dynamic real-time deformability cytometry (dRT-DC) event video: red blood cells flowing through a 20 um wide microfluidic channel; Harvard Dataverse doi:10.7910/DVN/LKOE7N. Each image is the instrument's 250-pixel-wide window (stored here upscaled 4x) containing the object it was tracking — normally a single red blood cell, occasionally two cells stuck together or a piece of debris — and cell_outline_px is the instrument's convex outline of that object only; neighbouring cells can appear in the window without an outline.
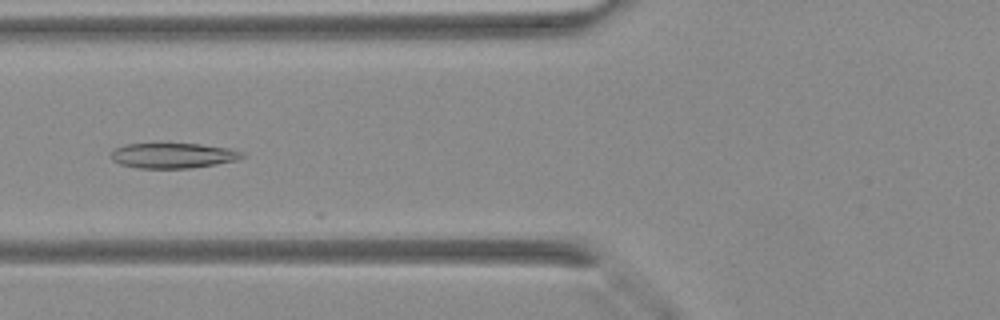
{"species": "Egyptian fruit bat (a non-hibernating species)", "species_latin": "Rousettus aegyptiacus", "temperature_condition": "warm", "stored_images_in_passage": 43, "camera_frame_rate_fps": 3000, "um_per_image_px": 0.085, "animal": {"sex": "female"}, "frame": {"image": 1, "passage_image": 17, "time_ms": 5.333, "image_size_px": [1000, 320], "cell_outline_px": [[244, 156], [236, 160], [216, 164], [192, 168], [140, 168], [120, 164], [112, 160], [112, 152], [116, 148], [124, 144], [160, 140], [200, 144], [228, 148], [244, 152]], "centroid_in_image_um": [14.67, 13.16], "position_along_channel_um": 111.1, "area_um2": 20.17}}
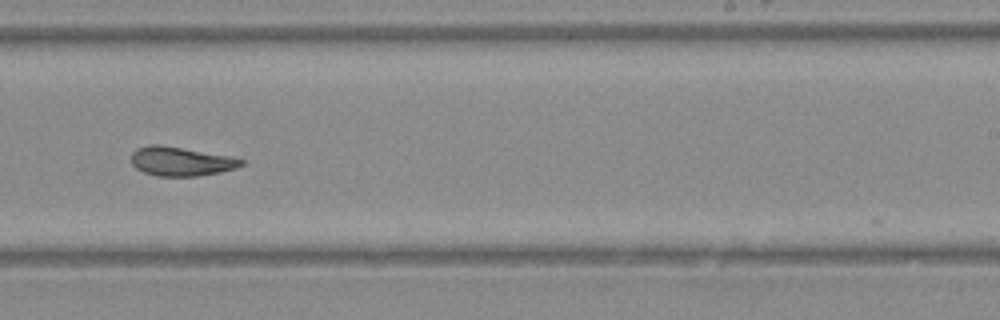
{"frame": {"image": 2, "passage_image": 27, "time_ms": 8.667, "image_size_px": [1000, 320], "cell_outline_px": [[244, 164], [236, 168], [220, 172], [196, 176], [156, 176], [144, 172], [136, 168], [132, 164], [132, 152], [136, 148], [148, 144], [160, 144], [232, 156], [244, 160]], "centroid_in_image_um": [15.38, 13.7], "position_along_channel_um": 273.6, "area_um2": 18.79}}
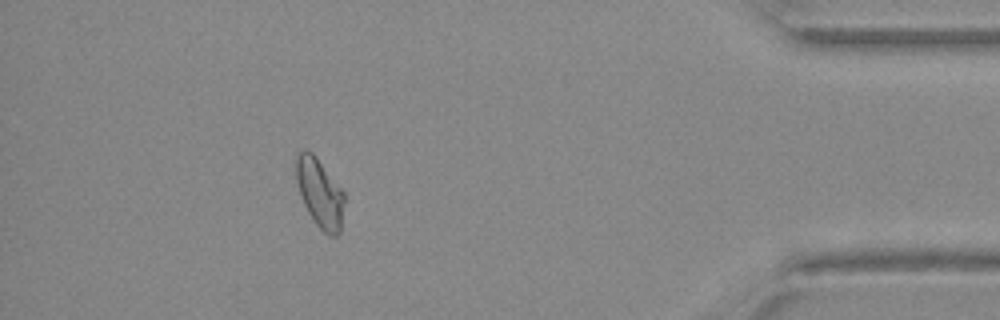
{"frame": {"image": 3, "passage_image": 38, "time_ms": 12.333, "image_size_px": [1000, 320], "cell_outline_px": [[344, 200], [340, 232], [336, 236], [328, 236], [316, 224], [308, 212], [304, 204], [296, 180], [296, 152], [304, 148], [312, 152], [316, 156], [344, 192]], "centroid_in_image_um": [27.17, 16.38], "position_along_channel_um": 408.0, "area_um2": 19.31}}